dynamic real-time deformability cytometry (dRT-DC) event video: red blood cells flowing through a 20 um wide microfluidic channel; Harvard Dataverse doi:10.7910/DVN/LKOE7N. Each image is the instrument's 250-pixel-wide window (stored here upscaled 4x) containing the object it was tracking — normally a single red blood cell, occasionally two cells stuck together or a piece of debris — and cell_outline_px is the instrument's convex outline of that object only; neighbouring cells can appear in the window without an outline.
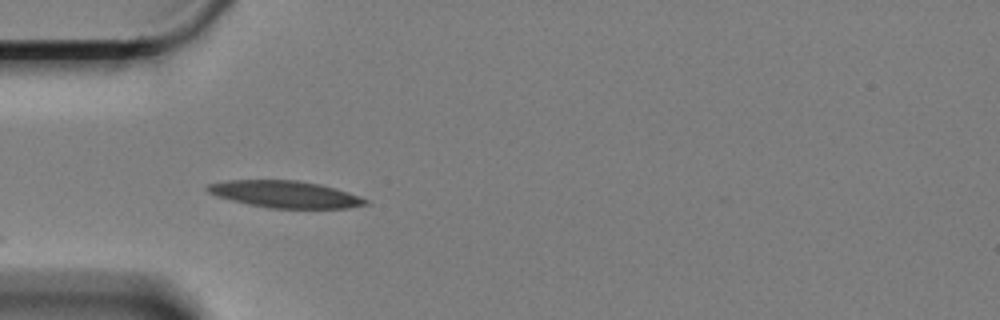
{"species": "Egyptian fruit bat (a non-hibernating species)", "species_latin": "Rousettus aegyptiacus", "temperature_condition": "cold", "stored_images_in_passage": 4, "camera_frame_rate_fps": 3000, "um_per_image_px": 0.085, "animal": {"sex": "female"}, "frame": {"image": 1, "passage_image": 1, "time_ms": 0.0, "image_size_px": [1000, 320], "cell_outline_px": [[368, 204], [348, 208], [268, 208], [248, 204], [216, 196], [208, 192], [204, 188], [208, 184], [228, 180], [300, 180], [320, 184], [336, 188], [348, 192], [368, 200]], "centroid_in_image_um": [24.22, 16.51], "position_along_channel_um": 60.8, "area_um2": 24.8}}
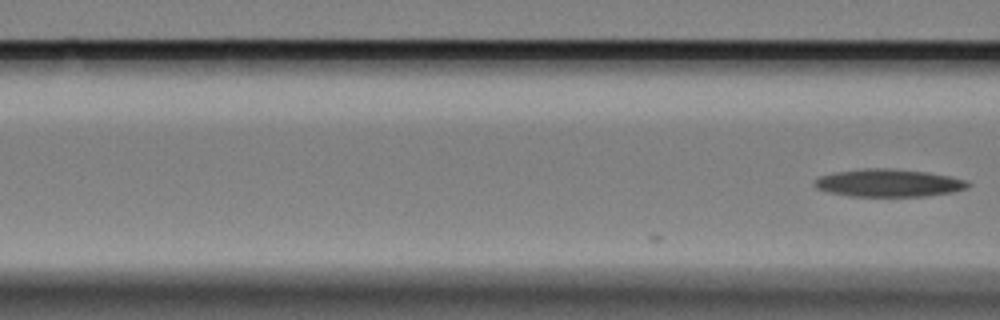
{"frame": {"image": 2, "passage_image": 4, "time_ms": 1.0, "image_size_px": [1000, 320], "cell_outline_px": [[972, 184], [968, 188], [952, 192], [924, 196], [852, 196], [828, 192], [816, 188], [812, 184], [812, 180], [820, 176], [836, 172], [864, 168], [888, 168], [928, 172], [968, 180]], "centroid_in_image_um": [75.53, 15.55], "position_along_channel_um": 91.1, "area_um2": 24.85}}